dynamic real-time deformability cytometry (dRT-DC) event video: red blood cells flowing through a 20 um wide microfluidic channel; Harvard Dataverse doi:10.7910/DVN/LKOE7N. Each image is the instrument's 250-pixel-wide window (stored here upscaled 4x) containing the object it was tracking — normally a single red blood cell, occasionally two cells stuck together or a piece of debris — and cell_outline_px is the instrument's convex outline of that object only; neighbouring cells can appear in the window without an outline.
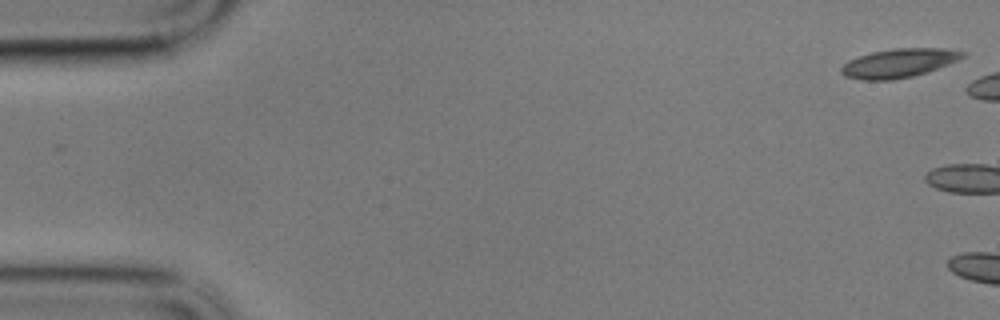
{"species": "common noctule bat (a hibernating species)", "species_latin": "Nyctalus noctula", "temperature_condition": "cold", "stored_images_in_passage": 5, "camera_frame_rate_fps": 3000, "um_per_image_px": 0.085, "animal": {"sex": "male", "body_mass_g": 17.9}, "frame": {"image": 1, "passage_image": 1, "time_ms": 0.0, "image_size_px": [1000, 320], "cell_outline_px": [[968, 52], [964, 56], [948, 64], [928, 72], [912, 76], [892, 80], [864, 80], [844, 76], [840, 72], [840, 68], [848, 60], [872, 52], [892, 48], [948, 48]], "centroid_in_image_um": [76.41, 5.35], "position_along_channel_um": 8.6, "area_um2": 20.46}}